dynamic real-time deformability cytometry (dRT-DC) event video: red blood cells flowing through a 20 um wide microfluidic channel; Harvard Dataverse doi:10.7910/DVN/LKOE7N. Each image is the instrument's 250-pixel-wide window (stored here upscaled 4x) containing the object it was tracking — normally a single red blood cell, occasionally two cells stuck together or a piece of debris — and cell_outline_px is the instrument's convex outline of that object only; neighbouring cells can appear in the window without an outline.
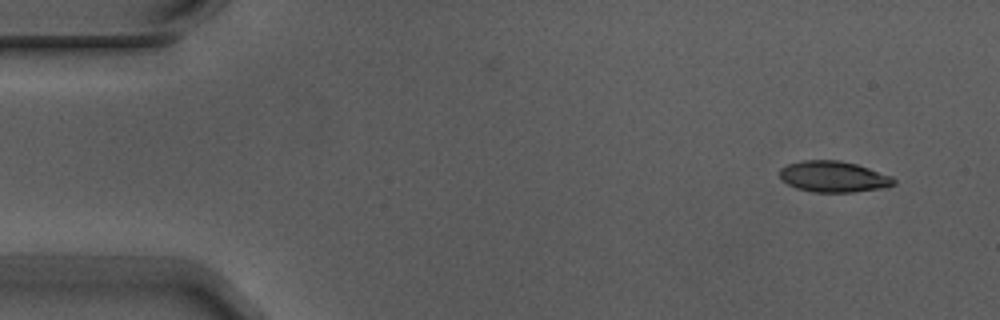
{"species": "Egyptian fruit bat (a non-hibernating species)", "species_latin": "Rousettus aegyptiacus", "temperature_condition": "warm", "stored_images_in_passage": 5, "segment_of_instrument_passage": [1, 2], "camera_frame_rate_fps": 3000, "um_per_image_px": 0.085, "animal": {"sex": "male"}, "frame": {"image": 1, "passage_image": 1, "time_ms": 0.0, "image_size_px": [1000, 320], "cell_outline_px": [[896, 184], [888, 188], [852, 192], [812, 192], [796, 188], [788, 184], [780, 176], [780, 168], [788, 164], [804, 160], [840, 160], [856, 164], [892, 176], [896, 180]], "centroid_in_image_um": [70.89, 15.02], "position_along_channel_um": 14.1, "area_um2": 20.75}}